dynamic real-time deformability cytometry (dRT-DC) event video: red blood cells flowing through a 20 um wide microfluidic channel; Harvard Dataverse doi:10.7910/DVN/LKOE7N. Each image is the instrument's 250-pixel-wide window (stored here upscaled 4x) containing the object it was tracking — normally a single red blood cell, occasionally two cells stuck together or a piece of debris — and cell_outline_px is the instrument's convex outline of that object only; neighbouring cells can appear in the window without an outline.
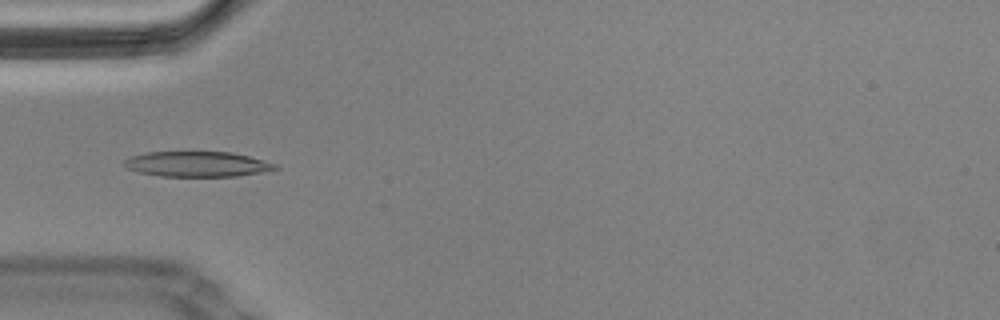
{"species": "Egyptian fruit bat (a non-hibernating species)", "species_latin": "Rousettus aegyptiacus", "temperature_condition": "cold", "stored_images_in_passage": 35, "camera_frame_rate_fps": 3000, "um_per_image_px": 0.085, "animal": {"sex": "male"}, "frame": {"image": 1, "passage_image": 6, "time_ms": 1.667, "image_size_px": [1000, 320], "cell_outline_px": [[280, 168], [260, 172], [236, 176], [160, 176], [140, 172], [128, 168], [124, 164], [124, 160], [132, 156], [148, 152], [232, 152], [248, 156], [276, 164]], "centroid_in_image_um": [16.77, 13.95], "position_along_channel_um": 68.2, "area_um2": 21.91}}